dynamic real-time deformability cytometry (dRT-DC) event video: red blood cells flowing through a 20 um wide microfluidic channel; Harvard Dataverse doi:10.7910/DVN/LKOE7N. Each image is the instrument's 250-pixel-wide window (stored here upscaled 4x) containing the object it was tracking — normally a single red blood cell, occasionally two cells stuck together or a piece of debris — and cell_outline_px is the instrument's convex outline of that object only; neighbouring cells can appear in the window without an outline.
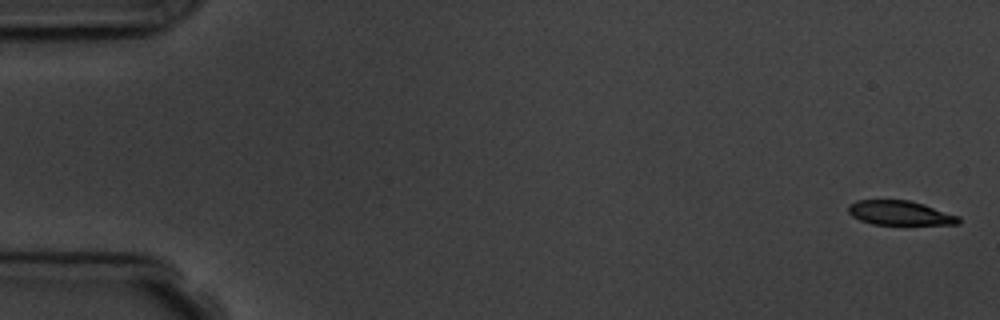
{"species": "common noctule bat (a hibernating species)", "species_latin": "Nyctalus noctula", "temperature_condition": "room temperature", "stored_images_in_passage": 15, "camera_frame_rate_fps": 3000, "um_per_image_px": 0.085, "animal": {"sex": "male", "body_mass_g": 19.5, "forearm_length_mm": 54.6}, "frame": {"image": 1, "passage_image": 1, "time_ms": 0.0, "image_size_px": [1000, 320], "cell_outline_px": [[960, 224], [872, 224], [860, 220], [852, 216], [848, 212], [848, 204], [856, 200], [908, 200], [924, 204], [960, 216]], "centroid_in_image_um": [76.48, 18.09], "position_along_channel_um": 8.5, "area_um2": 15.66}}
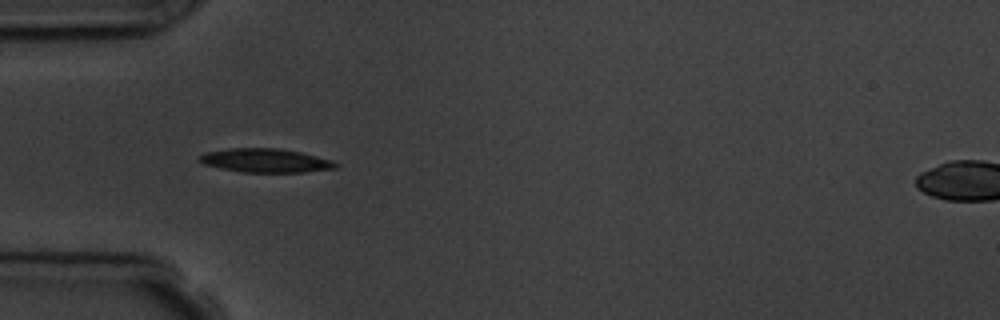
{"frame": {"image": 2, "passage_image": 5, "time_ms": 5.333, "image_size_px": [1000, 320], "cell_outline_px": [[340, 164], [336, 168], [304, 172], [244, 172], [220, 168], [204, 164], [196, 160], [196, 156], [204, 152], [228, 148], [280, 148], [300, 152], [332, 160]], "centroid_in_image_um": [22.52, 13.63], "position_along_channel_um": 62.5, "area_um2": 19.07}, "authors_computed_cell_mechanics": {"area_um2": 17.8602, "velocity_mm_per_s": 3.681, "shape_relaxation_time_tau1_ms": 2.6619, "shape_relaxation_time_tau2_ms": null, "deformation_change_tau1": 0.0998, "deformation_change_tau2": null}}